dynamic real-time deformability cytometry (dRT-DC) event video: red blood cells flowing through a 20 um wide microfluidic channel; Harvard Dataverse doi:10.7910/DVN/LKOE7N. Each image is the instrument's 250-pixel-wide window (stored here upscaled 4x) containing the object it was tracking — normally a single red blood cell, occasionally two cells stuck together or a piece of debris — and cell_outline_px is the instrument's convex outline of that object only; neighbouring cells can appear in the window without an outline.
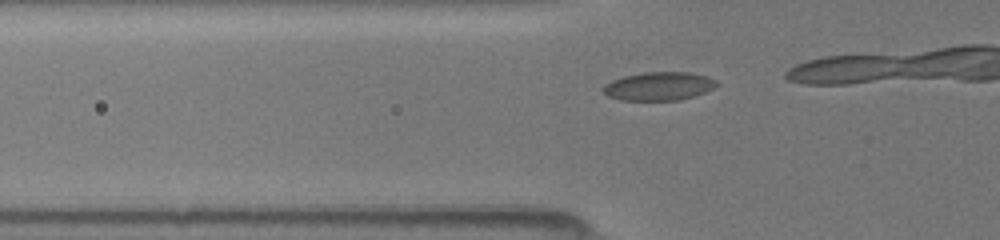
{"species": "common noctule bat (a hibernating species)", "species_latin": "Nyctalus noctula", "temperature_condition": "room temperature", "stored_images_in_passage": 8, "camera_frame_rate_fps": 3000, "um_per_image_px": 0.085, "animal": {"sex": "female", "body_mass_g": 19.5, "forearm_length_mm": 54.1}, "frame": {"image": 1, "passage_image": 2, "time_ms": 0.333, "image_size_px": [1000, 240], "cell_outline_px": [[716, 84], [712, 88], [704, 92], [692, 96], [676, 100], [620, 100], [608, 96], [600, 88], [604, 84], [612, 80], [624, 76], [644, 72], [688, 72], [704, 76], [716, 80]], "centroid_in_image_um": [55.92, 7.32], "position_along_channel_um": 69.9, "area_um2": 18.55}}